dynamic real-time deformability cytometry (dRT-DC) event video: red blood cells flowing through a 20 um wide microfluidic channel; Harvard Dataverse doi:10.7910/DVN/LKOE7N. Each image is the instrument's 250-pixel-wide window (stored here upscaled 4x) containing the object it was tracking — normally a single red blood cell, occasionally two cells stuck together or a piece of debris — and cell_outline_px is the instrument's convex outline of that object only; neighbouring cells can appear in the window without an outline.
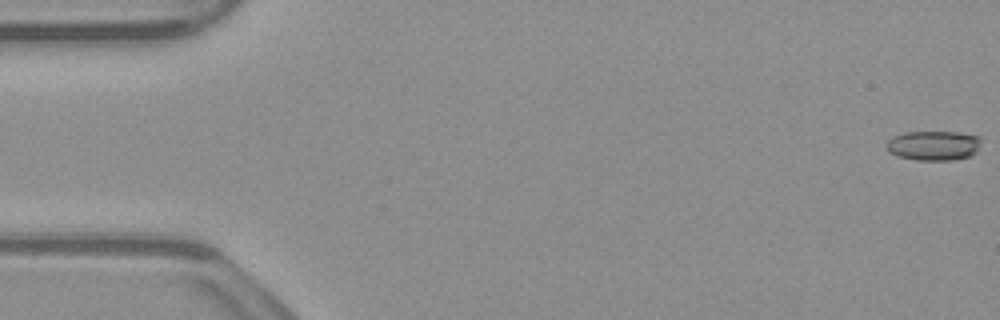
{"species": "common noctule bat (a hibernating species)", "species_latin": "Nyctalus noctula", "temperature_condition": "warm", "stored_images_in_passage": 17, "camera_frame_rate_fps": 3000, "um_per_image_px": 0.085, "animal": {"sex": "male", "body_mass_g": 23.1, "forearm_length_mm": 52.7}, "frame": {"image": 1, "passage_image": 1, "time_ms": 0.0, "image_size_px": [1000, 320], "cell_outline_px": [[980, 144], [976, 152], [968, 156], [956, 160], [916, 160], [896, 156], [888, 152], [884, 144], [892, 136], [904, 132], [960, 132], [980, 136]], "centroid_in_image_um": [79.31, 12.37], "position_along_channel_um": 5.7, "area_um2": 16.65}}
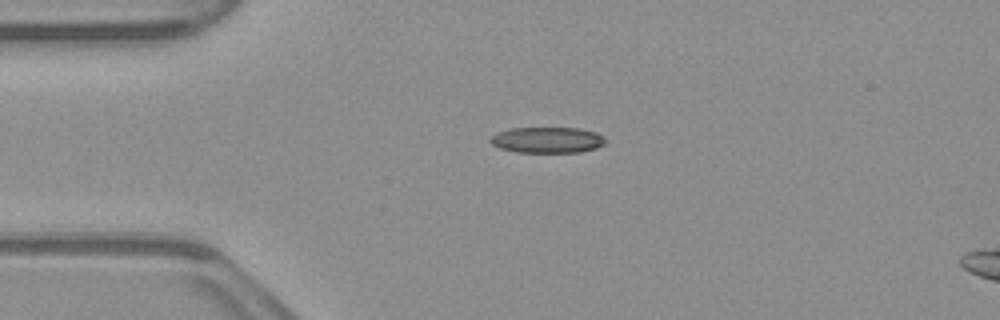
{"frame": {"image": 2, "passage_image": 13, "time_ms": 4.0, "image_size_px": [1000, 320], "cell_outline_px": [[608, 140], [604, 144], [596, 148], [580, 152], [516, 152], [500, 148], [492, 144], [488, 140], [496, 132], [508, 128], [580, 128], [596, 132], [604, 136]], "centroid_in_image_um": [46.53, 11.89], "position_along_channel_um": 38.5, "area_um2": 17.57}}